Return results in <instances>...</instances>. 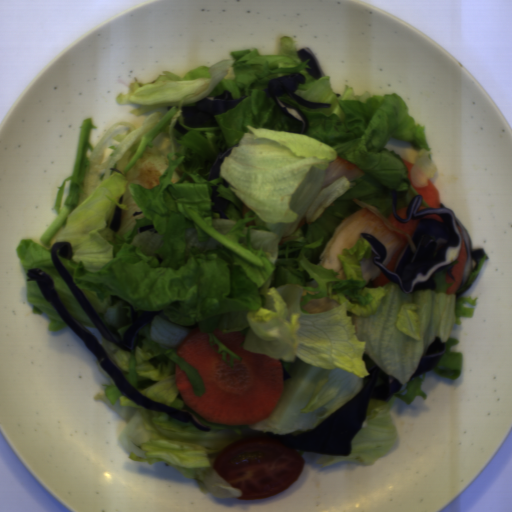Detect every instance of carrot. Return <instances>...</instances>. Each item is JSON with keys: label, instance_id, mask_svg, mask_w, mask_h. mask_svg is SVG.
<instances>
[{"label": "carrot", "instance_id": "carrot-3", "mask_svg": "<svg viewBox=\"0 0 512 512\" xmlns=\"http://www.w3.org/2000/svg\"><path fill=\"white\" fill-rule=\"evenodd\" d=\"M402 161L407 167V178L413 189L418 193V195L422 197V199L425 201V203L428 205L430 209H440V195L436 187L432 184L430 180L427 181V185L424 187L416 186L411 177V172L414 164L404 159H402Z\"/></svg>", "mask_w": 512, "mask_h": 512}, {"label": "carrot", "instance_id": "carrot-4", "mask_svg": "<svg viewBox=\"0 0 512 512\" xmlns=\"http://www.w3.org/2000/svg\"><path fill=\"white\" fill-rule=\"evenodd\" d=\"M386 219L398 230L408 234L412 240L415 230L419 224L420 219H411L408 222H400L394 213H390L386 216Z\"/></svg>", "mask_w": 512, "mask_h": 512}, {"label": "carrot", "instance_id": "carrot-6", "mask_svg": "<svg viewBox=\"0 0 512 512\" xmlns=\"http://www.w3.org/2000/svg\"><path fill=\"white\" fill-rule=\"evenodd\" d=\"M373 281V286L375 287H378V286H385L387 285L388 283H390L391 281L385 276L384 272L380 270L379 274L377 275V277L375 279L372 280Z\"/></svg>", "mask_w": 512, "mask_h": 512}, {"label": "carrot", "instance_id": "carrot-2", "mask_svg": "<svg viewBox=\"0 0 512 512\" xmlns=\"http://www.w3.org/2000/svg\"><path fill=\"white\" fill-rule=\"evenodd\" d=\"M455 224L457 226L459 233L462 236V240H461L459 255L456 259L458 261V263L456 265H454L451 269V275L455 278V282H454L453 286H450L449 288H447L445 290V294H448V295H455L456 292H458V290L460 289V287L462 285L466 265H467V259H468V254H467V250H466L463 232H462L459 224L456 222H455Z\"/></svg>", "mask_w": 512, "mask_h": 512}, {"label": "carrot", "instance_id": "carrot-5", "mask_svg": "<svg viewBox=\"0 0 512 512\" xmlns=\"http://www.w3.org/2000/svg\"><path fill=\"white\" fill-rule=\"evenodd\" d=\"M388 229L390 231H392L401 241V244H400L398 250L392 255L391 261L385 265L387 268H389L390 270L395 272L396 264H397V259L401 255V253L404 251V249L407 247L409 242H408V239H407L405 234H401V233L397 232L396 230H394V229H392L390 227H388Z\"/></svg>", "mask_w": 512, "mask_h": 512}, {"label": "carrot", "instance_id": "carrot-7", "mask_svg": "<svg viewBox=\"0 0 512 512\" xmlns=\"http://www.w3.org/2000/svg\"><path fill=\"white\" fill-rule=\"evenodd\" d=\"M396 212L400 219H407V206L399 208Z\"/></svg>", "mask_w": 512, "mask_h": 512}, {"label": "carrot", "instance_id": "carrot-8", "mask_svg": "<svg viewBox=\"0 0 512 512\" xmlns=\"http://www.w3.org/2000/svg\"><path fill=\"white\" fill-rule=\"evenodd\" d=\"M423 219H434L438 222L444 223L443 219L438 214H435V213H430L428 215H425V216H423Z\"/></svg>", "mask_w": 512, "mask_h": 512}, {"label": "carrot", "instance_id": "carrot-9", "mask_svg": "<svg viewBox=\"0 0 512 512\" xmlns=\"http://www.w3.org/2000/svg\"><path fill=\"white\" fill-rule=\"evenodd\" d=\"M445 281L447 284H451L454 282V280L452 279V277L446 272V275H445Z\"/></svg>", "mask_w": 512, "mask_h": 512}, {"label": "carrot", "instance_id": "carrot-1", "mask_svg": "<svg viewBox=\"0 0 512 512\" xmlns=\"http://www.w3.org/2000/svg\"><path fill=\"white\" fill-rule=\"evenodd\" d=\"M211 335L241 359L235 358L230 366L217 345L210 344L208 333L197 326L190 330L175 351L198 372L204 393L194 394L187 374L175 363L176 384L183 401L204 422L244 426L263 421L282 397V361L245 350L246 336L241 331L223 332L216 328Z\"/></svg>", "mask_w": 512, "mask_h": 512}, {"label": "carrot", "instance_id": "carrot-10", "mask_svg": "<svg viewBox=\"0 0 512 512\" xmlns=\"http://www.w3.org/2000/svg\"><path fill=\"white\" fill-rule=\"evenodd\" d=\"M428 208L426 206H424L422 203L420 205V207L418 208L417 212H420L422 210H427Z\"/></svg>", "mask_w": 512, "mask_h": 512}]
</instances>
